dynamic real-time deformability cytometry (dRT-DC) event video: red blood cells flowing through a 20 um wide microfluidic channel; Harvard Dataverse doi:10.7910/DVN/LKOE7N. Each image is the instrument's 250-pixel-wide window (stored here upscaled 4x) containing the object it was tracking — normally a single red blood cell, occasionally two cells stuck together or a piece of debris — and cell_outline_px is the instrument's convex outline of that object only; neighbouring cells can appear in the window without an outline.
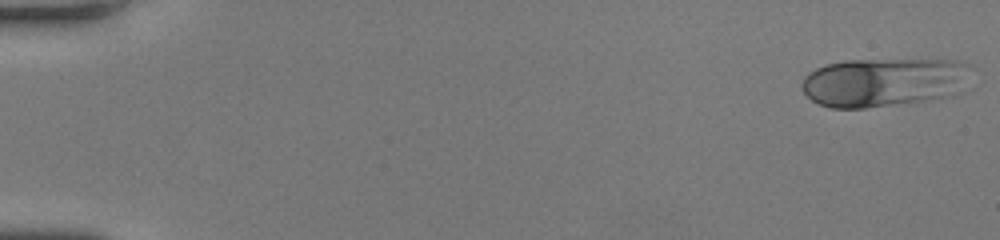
{"species": "human", "species_latin": "Homo sapiens", "temperature_condition": "room temperature", "stored_images_in_passage": 48, "camera_frame_rate_fps": 3000, "um_per_image_px": 0.085, "donor": {"sex": "female"}, "frame": {"image": 1, "passage_image": 1, "time_ms": 0.0, "image_size_px": [1000, 240], "cell_outline_px": [[964, 64], [952, 96], [928, 100], [864, 108], [832, 108], [820, 104], [812, 100], [804, 92], [800, 84], [804, 76], [808, 72], [816, 68], [828, 64], [848, 60], [956, 60]], "centroid_in_image_um": [74.88, 7.0], "position_along_channel_um": 10.1, "area_um2": 46.59}}
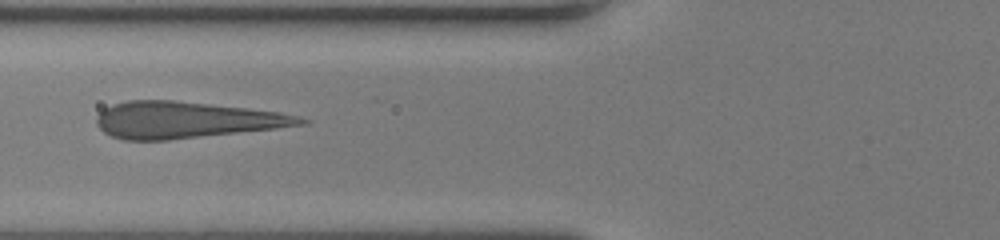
{"frame": {"image": 2, "passage_image": 20, "time_ms": 6.333, "image_size_px": [1000, 240], "cell_outline_px": [[312, 120], [308, 124], [276, 128], [168, 140], [124, 140], [112, 136], [104, 132], [96, 124], [96, 116], [104, 108], [112, 104], [128, 100], [176, 100], [248, 108], [280, 112], [300, 116]], "centroid_in_image_um": [15.81, 10.19], "position_along_channel_um": 110.0, "area_um2": 43.52}}
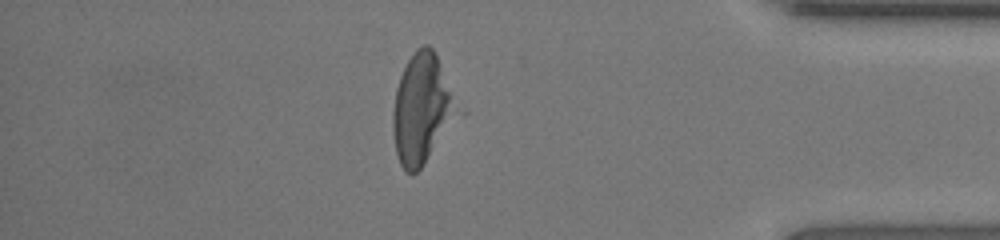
{"frame": {"image": 3, "passage_image": 42, "time_ms": 13.667, "image_size_px": [1000, 240], "cell_outline_px": [[448, 112], [424, 164], [412, 176], [404, 172], [400, 164], [396, 152], [392, 132], [392, 112], [396, 88], [400, 76], [408, 60], [416, 48], [424, 44], [428, 44], [436, 52], [448, 92]], "centroid_in_image_um": [35.59, 9.22], "position_along_channel_um": 399.6, "area_um2": 36.99}}